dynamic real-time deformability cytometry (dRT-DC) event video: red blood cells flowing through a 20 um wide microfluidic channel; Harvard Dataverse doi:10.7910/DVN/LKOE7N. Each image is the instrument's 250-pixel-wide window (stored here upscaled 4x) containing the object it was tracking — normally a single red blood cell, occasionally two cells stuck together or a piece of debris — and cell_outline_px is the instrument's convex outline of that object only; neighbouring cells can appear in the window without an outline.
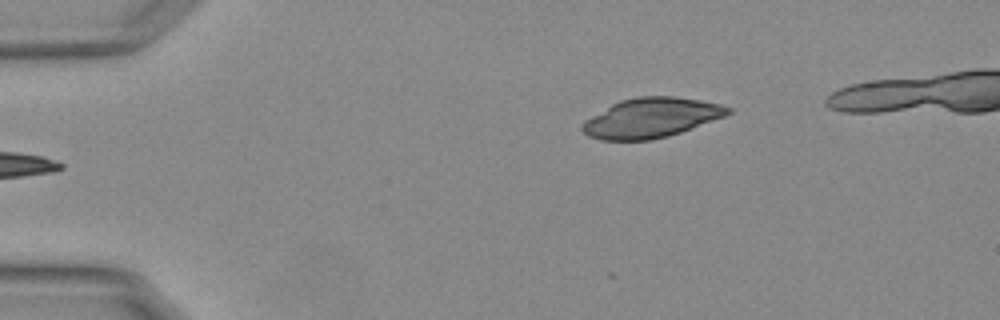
{"species": "Egyptian fruit bat (a non-hibernating species)", "species_latin": "Rousettus aegyptiacus", "temperature_condition": "warm", "stored_images_in_passage": 41, "camera_frame_rate_fps": 3000, "um_per_image_px": 0.085, "animal": {"sex": "female"}, "frame": {"image": 1, "passage_image": 1, "time_ms": 0.0, "image_size_px": [1000, 320], "cell_outline_px": [[732, 112], [724, 116], [692, 128], [668, 136], [652, 140], [600, 140], [588, 136], [580, 128], [580, 124], [584, 120], [612, 104], [620, 100], [636, 96], [672, 96], [700, 100], [720, 104], [732, 108]], "centroid_in_image_um": [55.32, 10.01], "position_along_channel_um": 29.7, "area_um2": 33.7}}